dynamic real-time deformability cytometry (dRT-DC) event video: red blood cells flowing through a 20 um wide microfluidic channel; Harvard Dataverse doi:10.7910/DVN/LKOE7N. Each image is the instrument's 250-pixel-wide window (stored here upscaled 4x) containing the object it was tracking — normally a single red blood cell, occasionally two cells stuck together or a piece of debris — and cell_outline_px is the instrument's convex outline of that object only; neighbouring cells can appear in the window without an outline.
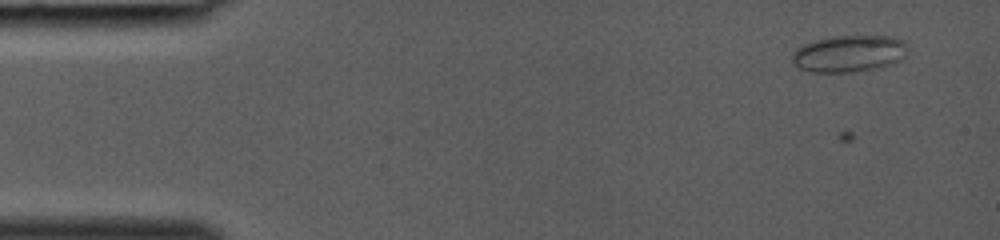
{"species": "common noctule bat (a hibernating species)", "species_latin": "Nyctalus noctula", "temperature_condition": "room temperature", "stored_images_in_passage": 16, "camera_frame_rate_fps": 3000, "um_per_image_px": 0.085, "animal": {"sex": "female", "body_mass_g": 19.0, "forearm_length_mm": 53.3}, "frame": {"image": 1, "passage_image": 3, "time_ms": 0.667, "image_size_px": [1000, 240], "cell_outline_px": [[908, 44], [904, 56], [900, 60], [892, 64], [880, 68], [848, 72], [812, 72], [800, 68], [792, 60], [792, 52], [796, 48], [804, 44], [816, 40], [832, 36], [888, 36], [904, 40]], "centroid_in_image_um": [72.18, 4.55], "position_along_channel_um": 12.8, "area_um2": 24.8}}